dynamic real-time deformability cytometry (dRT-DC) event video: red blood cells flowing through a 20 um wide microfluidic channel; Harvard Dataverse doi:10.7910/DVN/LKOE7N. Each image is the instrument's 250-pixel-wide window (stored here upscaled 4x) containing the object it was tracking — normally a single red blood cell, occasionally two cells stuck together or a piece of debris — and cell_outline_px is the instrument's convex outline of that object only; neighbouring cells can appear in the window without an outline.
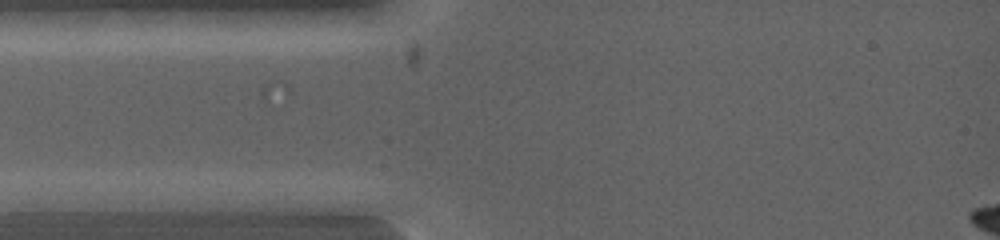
{"species": "common noctule bat (a hibernating species)", "species_latin": "Nyctalus noctula", "temperature_condition": "warm", "stored_images_in_passage": 10, "camera_frame_rate_fps": 5000, "um_per_image_px": 0.085, "animal": {"sex": "female", "body_mass_g": 19.0, "forearm_length_mm": 53.3}, "frame": {"image": 1, "passage_image": 6, "time_ms": 0.8, "image_size_px": [1000, 240], "cell_outline_px": [[136, 200], [104, 212], [16, 212], [16, 200], [100, 192]], "centroid_in_image_um": [6.18, 17.29], "position_along_channel_um": 78.8, "area_um2": 12.48}}